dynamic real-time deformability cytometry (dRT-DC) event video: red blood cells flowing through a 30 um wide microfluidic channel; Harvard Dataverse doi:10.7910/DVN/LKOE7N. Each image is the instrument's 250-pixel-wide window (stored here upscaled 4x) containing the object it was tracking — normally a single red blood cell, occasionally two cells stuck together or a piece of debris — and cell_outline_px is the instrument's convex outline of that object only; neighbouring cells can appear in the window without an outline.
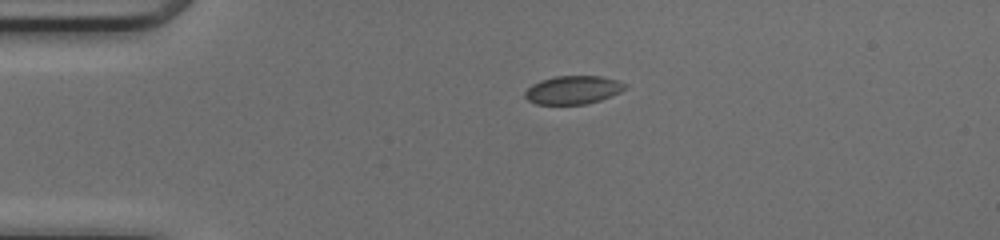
{"species": "common noctule bat (a hibernating species)", "species_latin": "Nyctalus noctula", "temperature_condition": "cold", "stored_images_in_passage": 39, "camera_frame_rate_fps": 3000, "um_per_image_px": 0.085, "animal": {"sex": "female", "body_mass_g": 17.0, "forearm_length_mm": 48.0}, "frame": {"image": 1, "passage_image": 1, "time_ms": 0.0, "image_size_px": [1000, 240], "cell_outline_px": [[628, 84], [620, 92], [600, 100], [588, 104], [536, 104], [528, 100], [524, 96], [524, 92], [532, 84], [540, 80], [556, 76], [600, 76], [616, 80]], "centroid_in_image_um": [48.69, 7.64], "position_along_channel_um": 36.3, "area_um2": 16.47}}
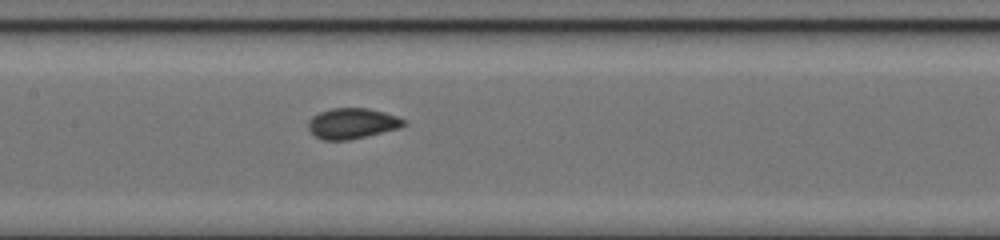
{"frame": {"image": 2, "passage_image": 14, "time_ms": 4.333, "image_size_px": [1000, 240], "cell_outline_px": [[408, 124], [400, 128], [348, 140], [324, 140], [316, 136], [308, 128], [308, 120], [312, 116], [320, 112], [332, 108], [368, 108], [384, 112], [408, 120]], "centroid_in_image_um": [29.97, 10.48], "position_along_channel_um": 177.4, "area_um2": 17.05}}
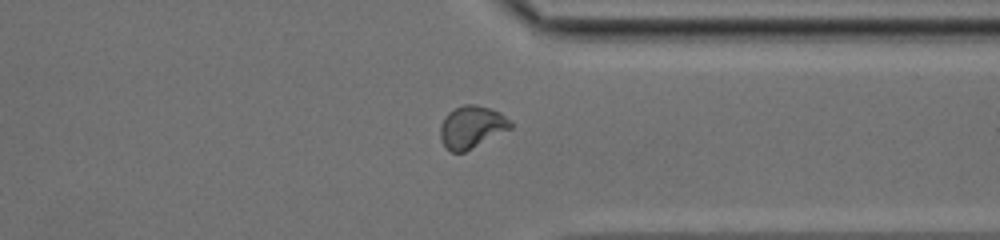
{"frame": {"image": 3, "passage_image": 28, "time_ms": 9.0, "image_size_px": [1000, 240], "cell_outline_px": [[512, 128], [464, 152], [452, 152], [444, 148], [440, 140], [440, 124], [444, 116], [452, 108], [464, 104], [476, 104], [492, 108], [500, 112], [512, 124]], "centroid_in_image_um": [40.04, 10.78], "position_along_channel_um": 371.4, "area_um2": 17.57}, "authors_computed_cell_mechanics": {"area_um2": 16.8198, "velocity_mm_per_s": 4.1967, "shape_relaxation_time_tau1_ms": 5.2502, "shape_relaxation_time_tau2_ms": null, "deformation_change_tau1": 0.1059, "deformation_change_tau2": null}}